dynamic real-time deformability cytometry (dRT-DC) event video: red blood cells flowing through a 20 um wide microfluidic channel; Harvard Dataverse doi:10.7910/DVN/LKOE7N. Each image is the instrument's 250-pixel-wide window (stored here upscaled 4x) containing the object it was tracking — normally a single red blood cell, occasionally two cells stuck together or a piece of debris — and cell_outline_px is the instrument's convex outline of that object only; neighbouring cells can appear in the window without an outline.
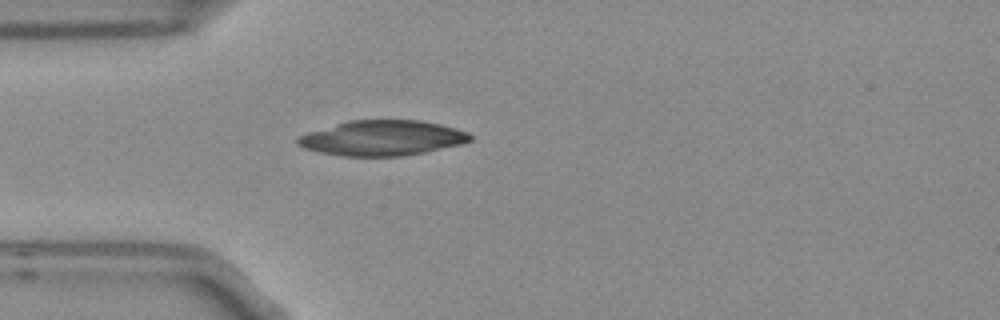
{"species": "Egyptian fruit bat (a non-hibernating species)", "species_latin": "Rousettus aegyptiacus", "temperature_condition": "room temperature", "stored_images_in_passage": 5, "camera_frame_rate_fps": 3000, "um_per_image_px": 0.085, "frame": {"image": 1, "passage_image": 5, "time_ms": 1.333, "image_size_px": [1000, 320], "cell_outline_px": [[472, 140], [460, 144], [424, 152], [400, 156], [340, 156], [320, 152], [304, 148], [296, 144], [296, 140], [300, 136], [308, 132], [348, 120], [420, 120], [440, 124], [456, 128], [468, 132], [472, 136]], "centroid_in_image_um": [32.48, 11.73], "position_along_channel_um": 52.5, "area_um2": 35.26}}